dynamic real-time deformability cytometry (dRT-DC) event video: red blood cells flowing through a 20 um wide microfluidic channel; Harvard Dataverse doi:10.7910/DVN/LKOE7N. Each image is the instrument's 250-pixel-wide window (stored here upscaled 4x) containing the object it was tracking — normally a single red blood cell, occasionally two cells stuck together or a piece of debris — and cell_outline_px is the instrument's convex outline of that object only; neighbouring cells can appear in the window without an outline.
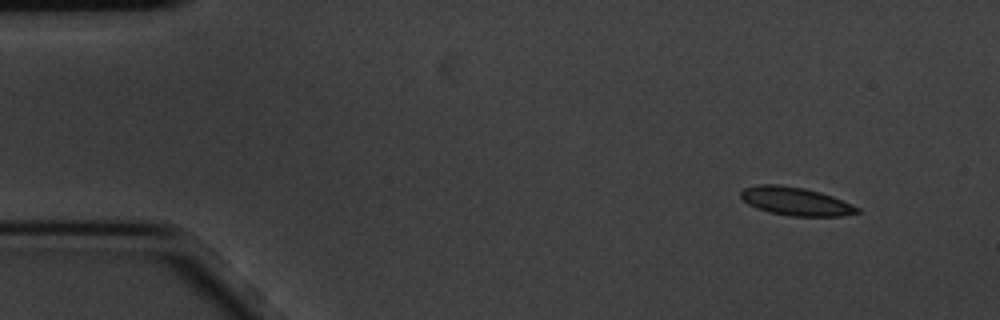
{"species": "common noctule bat (a hibernating species)", "species_latin": "Nyctalus noctula", "temperature_condition": "cold", "stored_images_in_passage": 4, "camera_frame_rate_fps": 3000, "um_per_image_px": 0.085, "animal": {"sex": "male", "body_mass_g": 20.1, "forearm_length_mm": 53.5}, "frame": {"image": 1, "passage_image": 1, "time_ms": 0.0, "image_size_px": [1000, 320], "cell_outline_px": [[860, 212], [840, 216], [792, 216], [768, 212], [756, 208], [748, 204], [740, 196], [740, 192], [744, 188], [760, 184], [776, 184], [804, 188], [820, 192], [832, 196], [852, 204], [860, 208]], "centroid_in_image_um": [67.62, 17.11], "position_along_channel_um": 17.4, "area_um2": 19.13}}
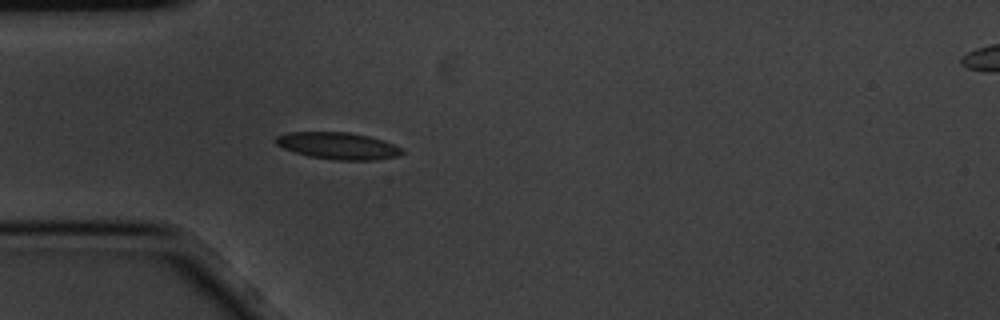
{"frame": {"image": 2, "passage_image": 4, "time_ms": 1.0, "image_size_px": [1000, 320], "cell_outline_px": [[404, 152], [400, 156], [376, 160], [332, 160], [308, 156], [284, 148], [276, 144], [276, 136], [288, 132], [348, 132], [368, 136], [384, 140], [400, 148]], "centroid_in_image_um": [28.75, 12.4], "position_along_channel_um": 56.3, "area_um2": 19.77}}